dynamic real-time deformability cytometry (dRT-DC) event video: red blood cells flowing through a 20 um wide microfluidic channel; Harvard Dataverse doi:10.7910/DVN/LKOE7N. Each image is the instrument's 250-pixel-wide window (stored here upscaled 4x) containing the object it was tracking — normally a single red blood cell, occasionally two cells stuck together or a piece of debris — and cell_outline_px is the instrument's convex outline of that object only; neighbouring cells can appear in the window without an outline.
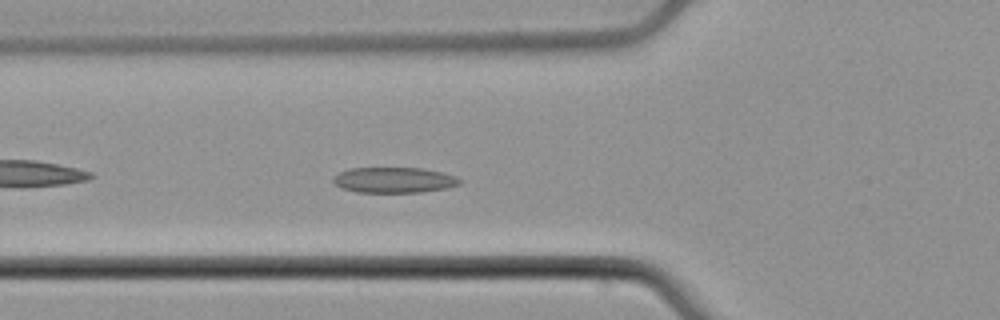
{"species": "common noctule bat (a hibernating species)", "species_latin": "Nyctalus noctula", "temperature_condition": "cold", "stored_images_in_passage": 42, "camera_frame_rate_fps": 3000, "um_per_image_px": 0.085, "animal": {"sex": "male", "body_mass_g": 21.5, "forearm_length_mm": 52.0}, "frame": {"image": 1, "passage_image": 6, "time_ms": 1.667, "image_size_px": [1000, 320], "cell_outline_px": [[464, 180], [460, 184], [448, 188], [420, 192], [356, 192], [340, 188], [332, 184], [332, 176], [348, 168], [424, 168], [444, 172], [456, 176]], "centroid_in_image_um": [33.49, 15.3], "position_along_channel_um": 92.3, "area_um2": 19.25}}
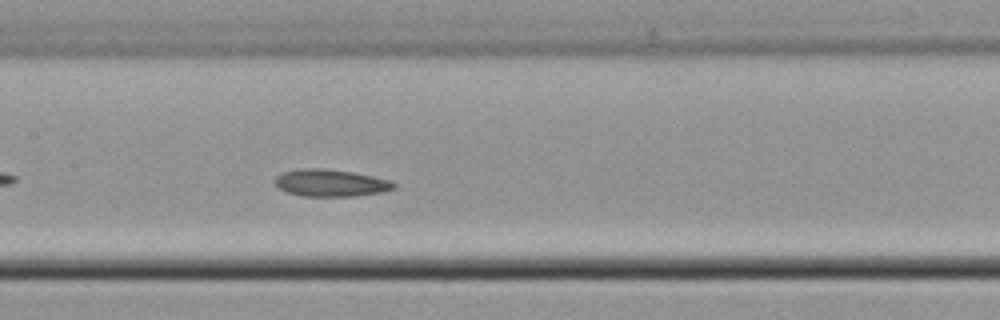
{"frame": {"image": 2, "passage_image": 13, "time_ms": 4.0, "image_size_px": [1000, 320], "cell_outline_px": [[396, 188], [384, 192], [356, 196], [304, 196], [288, 192], [276, 188], [272, 180], [276, 176], [284, 172], [312, 168], [320, 168], [352, 172], [372, 176], [388, 180], [396, 184]], "centroid_in_image_um": [28.09, 15.56], "position_along_channel_um": 179.3, "area_um2": 18.73}}
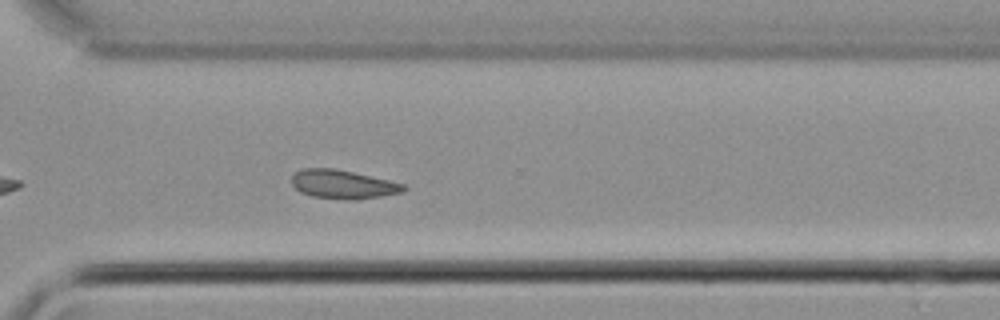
{"frame": {"image": 3, "passage_image": 26, "time_ms": 8.333, "image_size_px": [1000, 320], "cell_outline_px": [[408, 188], [404, 192], [356, 200], [348, 200], [312, 196], [300, 192], [292, 184], [292, 176], [296, 172], [304, 168], [332, 168], [352, 172], [388, 180], [404, 184]], "centroid_in_image_um": [29.16, 15.68], "position_along_channel_um": 341.4, "area_um2": 18.61}}